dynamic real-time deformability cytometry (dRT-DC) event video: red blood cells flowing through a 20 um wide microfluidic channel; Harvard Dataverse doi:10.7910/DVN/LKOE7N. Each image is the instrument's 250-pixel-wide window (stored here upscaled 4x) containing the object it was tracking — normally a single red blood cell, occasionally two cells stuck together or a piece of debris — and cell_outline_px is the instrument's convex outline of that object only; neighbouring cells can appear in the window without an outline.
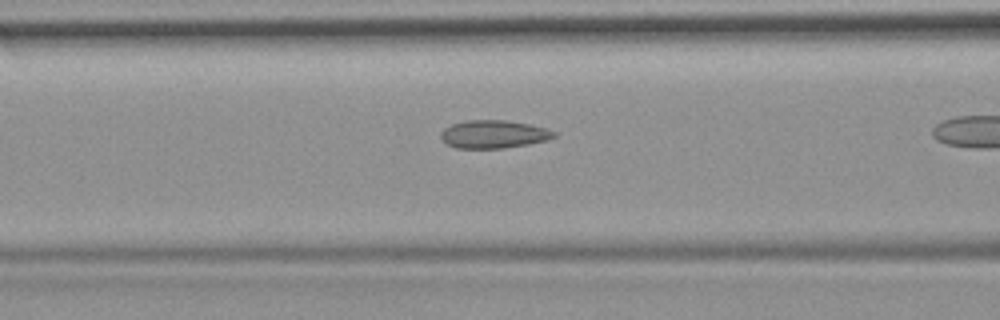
{"species": "common noctule bat (a hibernating species)", "species_latin": "Nyctalus noctula", "temperature_condition": "room temperature", "stored_images_in_passage": 37, "camera_frame_rate_fps": 3000, "um_per_image_px": 0.085, "animal": {"sex": "female", "body_mass_g": 19.9}, "frame": {"image": 1, "passage_image": 16, "time_ms": 5.0, "image_size_px": [1000, 320], "cell_outline_px": [[556, 136], [544, 140], [528, 144], [504, 148], [456, 148], [440, 140], [440, 132], [444, 128], [452, 124], [464, 120], [504, 120], [528, 124], [548, 128], [556, 132]], "centroid_in_image_um": [41.92, 11.4], "position_along_channel_um": 124.7, "area_um2": 18.5}}